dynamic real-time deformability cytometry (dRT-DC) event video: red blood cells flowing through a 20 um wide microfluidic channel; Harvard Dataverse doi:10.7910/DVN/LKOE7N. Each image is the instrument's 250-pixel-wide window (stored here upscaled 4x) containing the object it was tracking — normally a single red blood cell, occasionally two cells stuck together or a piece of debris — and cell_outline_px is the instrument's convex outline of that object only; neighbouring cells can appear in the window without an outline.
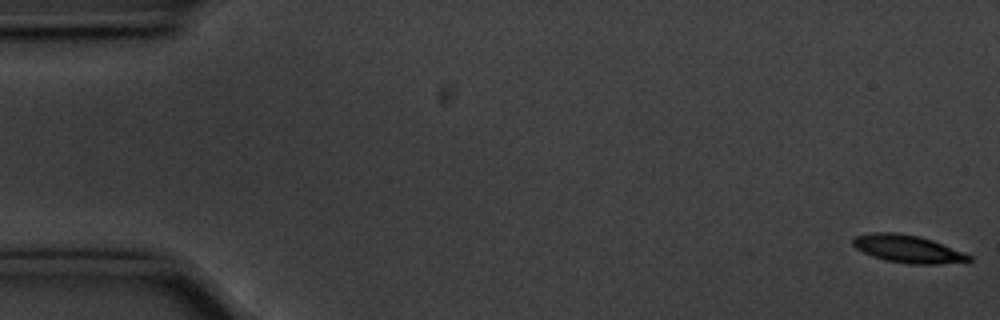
{"species": "common noctule bat (a hibernating species)", "species_latin": "Nyctalus noctula", "temperature_condition": "cold", "stored_images_in_passage": 56, "camera_frame_rate_fps": 3000, "um_per_image_px": 0.085, "animal": {"sex": "male", "body_mass_g": 20.1, "forearm_length_mm": 53.5}, "frame": {"image": 1, "passage_image": 1, "time_ms": 0.0, "image_size_px": [1000, 320], "cell_outline_px": [[972, 260], [936, 264], [908, 264], [884, 260], [872, 256], [856, 248], [852, 244], [852, 236], [872, 232], [896, 232], [920, 236], [932, 240], [964, 252], [972, 256]], "centroid_in_image_um": [77.12, 21.14], "position_along_channel_um": 7.9, "area_um2": 18.79}}
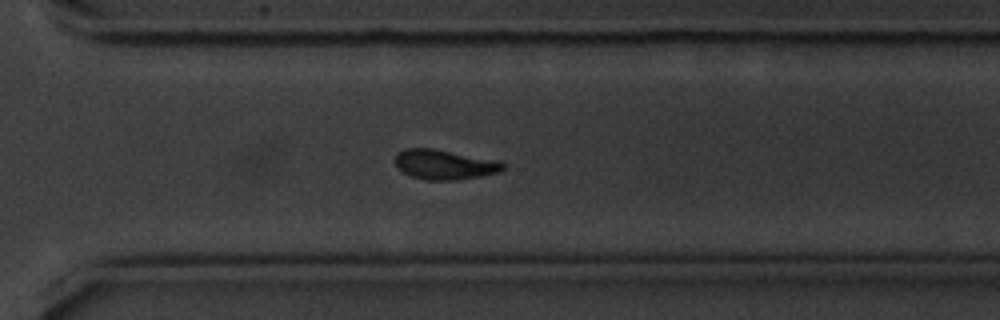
{"frame": {"image": 2, "passage_image": 40, "time_ms": 13.0, "image_size_px": [1000, 320], "cell_outline_px": [[504, 168], [500, 172], [480, 176], [456, 180], [428, 180], [412, 176], [400, 172], [396, 168], [396, 156], [404, 148], [432, 148], [500, 160], [504, 164]], "centroid_in_image_um": [37.79, 13.98], "position_along_channel_um": 332.8, "area_um2": 18.84}}
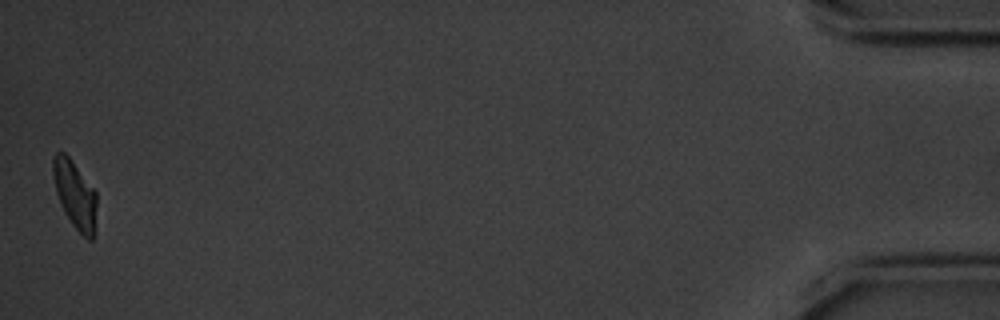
{"frame": {"image": 3, "passage_image": 56, "time_ms": 18.333, "image_size_px": [1000, 320], "cell_outline_px": [[96, 232], [92, 240], [88, 240], [72, 224], [64, 212], [60, 204], [56, 192], [52, 172], [52, 156], [56, 152], [64, 152], [72, 160], [96, 192]], "centroid_in_image_um": [6.37, 16.55], "position_along_channel_um": 428.8, "area_um2": 17.4}, "authors_computed_cell_mechanics": {"area_um2": 18.8717, "velocity_mm_per_s": 3.5378, "shape_relaxation_time_tau1_ms": 3.9573, "shape_relaxation_time_tau2_ms": null, "deformation_change_tau1": 0.139, "deformation_change_tau2": null}}